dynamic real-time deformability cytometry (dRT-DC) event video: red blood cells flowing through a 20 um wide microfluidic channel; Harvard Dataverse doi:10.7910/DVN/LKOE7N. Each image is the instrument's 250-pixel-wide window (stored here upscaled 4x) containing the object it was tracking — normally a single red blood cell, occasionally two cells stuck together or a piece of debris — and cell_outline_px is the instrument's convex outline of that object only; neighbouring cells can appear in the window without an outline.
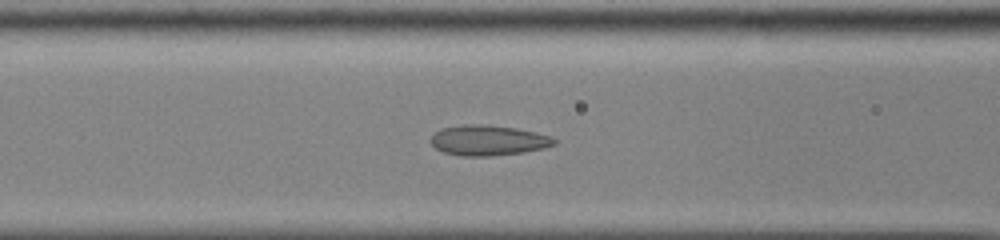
{"species": "common noctule bat (a hibernating species)", "species_latin": "Nyctalus noctula", "temperature_condition": "cold", "stored_images_in_passage": 41, "camera_frame_rate_fps": 3000, "um_per_image_px": 0.085, "animal": {"sex": "male", "body_mass_g": 13.0, "forearm_length_mm": 53.1}, "frame": {"image": 1, "passage_image": 11, "time_ms": 3.333, "image_size_px": [1000, 240], "cell_outline_px": [[556, 144], [544, 148], [524, 152], [492, 156], [460, 156], [444, 152], [436, 148], [432, 144], [432, 136], [440, 128], [464, 124], [484, 124], [516, 128], [536, 132], [552, 136], [556, 140]], "centroid_in_image_um": [41.52, 11.92], "position_along_channel_um": 125.1, "area_um2": 21.91}}
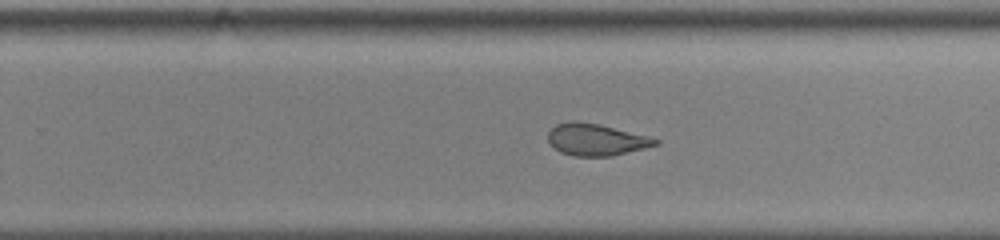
{"frame": {"image": 2, "passage_image": 23, "time_ms": 7.333, "image_size_px": [1000, 240], "cell_outline_px": [[660, 144], [612, 156], [572, 156], [560, 152], [548, 140], [548, 132], [556, 124], [568, 120], [576, 120], [600, 124], [648, 136], [660, 140]], "centroid_in_image_um": [50.66, 11.85], "position_along_channel_um": 279.1, "area_um2": 20.0}}
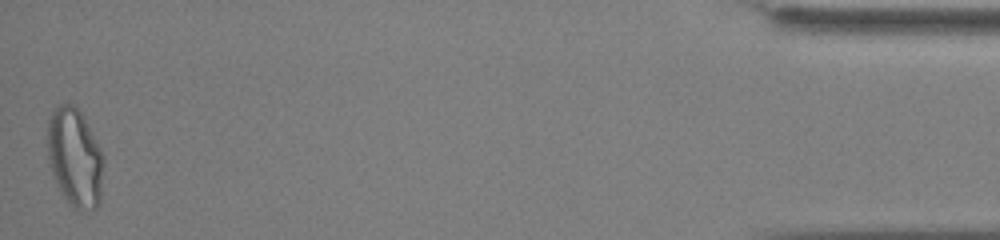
{"frame": {"image": 3, "passage_image": 41, "time_ms": 13.333, "image_size_px": [1000, 240], "cell_outline_px": [[104, 164], [100, 204], [96, 208], [80, 212], [72, 208], [68, 204], [60, 192], [52, 176], [48, 156], [48, 120], [52, 112], [60, 104], [72, 104], [80, 112], [100, 148], [104, 156]], "centroid_in_image_um": [6.37, 13.48], "position_along_channel_um": 428.8, "area_um2": 32.48}, "authors_computed_cell_mechanics": {"area_um2": 21.9062, "velocity_mm_per_s": 3.8615, "shape_relaxation_time_tau1_ms": 8.1259, "shape_relaxation_time_tau2_ms": 1.3112, "deformation_change_tau1": 0.166, "deformation_change_tau2": 0.0786}}